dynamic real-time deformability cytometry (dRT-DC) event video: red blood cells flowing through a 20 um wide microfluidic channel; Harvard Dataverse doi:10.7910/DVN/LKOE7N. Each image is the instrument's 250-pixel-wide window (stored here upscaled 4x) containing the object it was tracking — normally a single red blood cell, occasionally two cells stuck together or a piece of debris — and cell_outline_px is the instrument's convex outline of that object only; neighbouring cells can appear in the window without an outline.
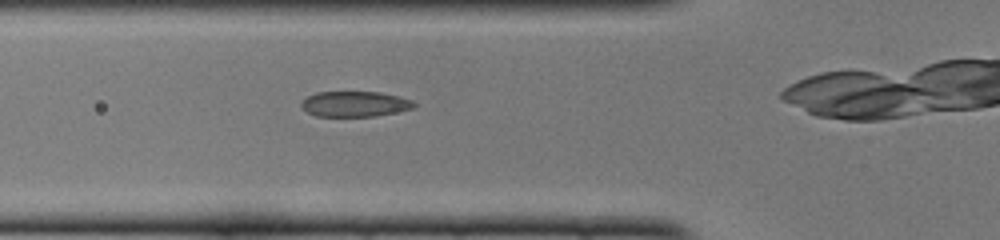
{"species": "common noctule bat (a hibernating species)", "species_latin": "Nyctalus noctula", "temperature_condition": "cold", "stored_images_in_passage": 29, "camera_frame_rate_fps": 3000, "um_per_image_px": 0.085, "animal": {"sex": "female", "body_mass_g": 22.0, "forearm_length_mm": 56.7}, "frame": {"image": 1, "passage_image": 7, "time_ms": 2.0, "image_size_px": [1000, 240], "cell_outline_px": [[416, 104], [412, 108], [376, 116], [316, 116], [300, 108], [300, 104], [308, 96], [316, 92], [380, 92], [412, 100]], "centroid_in_image_um": [30.12, 8.84], "position_along_channel_um": 95.7, "area_um2": 16.53}}
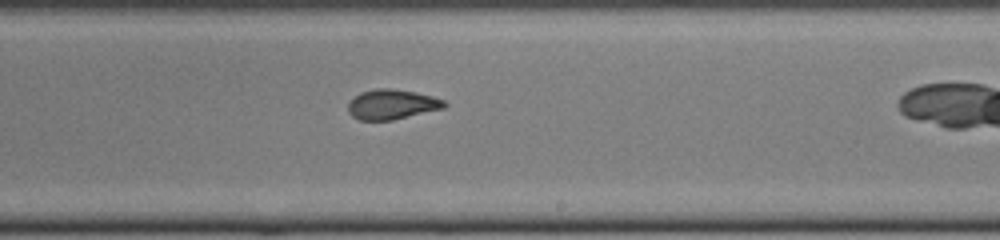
{"frame": {"image": 2, "passage_image": 19, "time_ms": 6.0, "image_size_px": [1000, 240], "cell_outline_px": [[448, 104], [444, 108], [392, 120], [360, 120], [352, 116], [348, 112], [348, 104], [360, 92], [376, 88], [388, 88], [416, 92], [432, 96], [444, 100]], "centroid_in_image_um": [33.32, 8.87], "position_along_channel_um": 255.7, "area_um2": 16.7}}
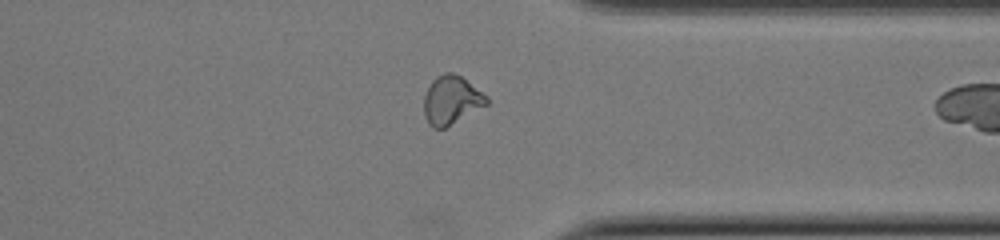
{"frame": {"image": 3, "passage_image": 28, "time_ms": 9.0, "image_size_px": [1000, 240], "cell_outline_px": [[488, 104], [444, 128], [432, 128], [428, 124], [424, 116], [424, 96], [432, 80], [436, 76], [444, 72], [452, 72], [460, 76], [488, 96]], "centroid_in_image_um": [38.35, 8.51], "position_along_channel_um": 373.1, "area_um2": 17.63}}